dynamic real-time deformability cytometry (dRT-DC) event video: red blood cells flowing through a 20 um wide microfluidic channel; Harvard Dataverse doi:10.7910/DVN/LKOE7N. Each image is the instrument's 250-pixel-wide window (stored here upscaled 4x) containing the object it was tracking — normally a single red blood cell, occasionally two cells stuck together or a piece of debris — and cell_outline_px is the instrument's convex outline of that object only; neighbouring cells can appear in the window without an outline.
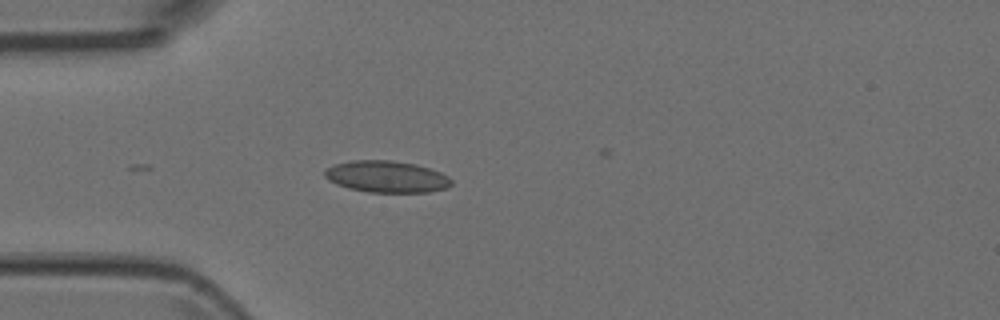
{"species": "Egyptian fruit bat (a non-hibernating species)", "species_latin": "Rousettus aegyptiacus", "temperature_condition": "room temperature", "stored_images_in_passage": 4, "camera_frame_rate_fps": 3000, "um_per_image_px": 0.085, "animal": {"sex": "female"}, "frame": {"image": 1, "passage_image": 4, "time_ms": 1.0, "image_size_px": [1000, 320], "cell_outline_px": [[452, 184], [444, 188], [428, 192], [368, 192], [348, 188], [336, 184], [328, 180], [324, 176], [324, 172], [328, 168], [336, 164], [352, 160], [388, 160], [416, 164], [440, 172], [448, 176], [452, 180]], "centroid_in_image_um": [32.85, 15.02], "position_along_channel_um": 52.2, "area_um2": 23.24}}